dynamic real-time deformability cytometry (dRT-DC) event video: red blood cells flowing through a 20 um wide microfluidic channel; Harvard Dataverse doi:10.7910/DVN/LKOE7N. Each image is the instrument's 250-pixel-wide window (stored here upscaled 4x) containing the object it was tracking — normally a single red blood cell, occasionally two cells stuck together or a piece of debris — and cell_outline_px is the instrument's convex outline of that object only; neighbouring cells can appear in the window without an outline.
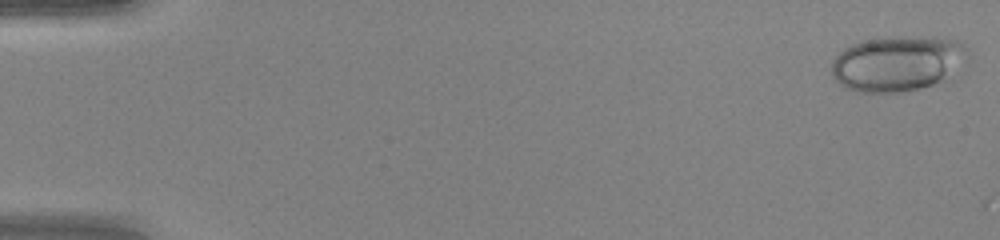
{"species": "human", "species_latin": "Homo sapiens", "temperature_condition": "warm", "stored_images_in_passage": 48, "camera_frame_rate_fps": 3000, "um_per_image_px": 0.085, "donor": {"sex": "female"}, "frame": {"image": 1, "passage_image": 1, "time_ms": 0.0, "image_size_px": [1000, 240], "cell_outline_px": [[968, 56], [932, 84], [920, 88], [900, 92], [856, 92], [844, 88], [832, 76], [832, 60], [844, 48], [852, 44], [864, 40], [888, 36], [932, 36], [956, 40], [964, 44], [968, 48]], "centroid_in_image_um": [76.19, 5.35], "position_along_channel_um": 8.8, "area_um2": 43.47}}
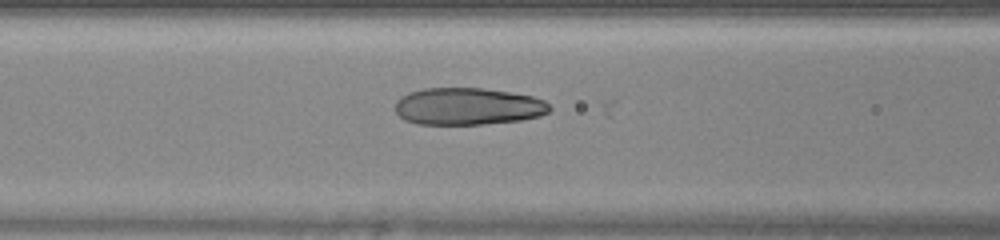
{"frame": {"image": 2, "passage_image": 21, "time_ms": 6.667, "image_size_px": [1000, 240], "cell_outline_px": [[552, 108], [548, 112], [540, 116], [520, 120], [484, 124], [416, 124], [404, 120], [396, 112], [396, 100], [400, 96], [408, 92], [424, 88], [484, 88], [532, 96], [544, 100]], "centroid_in_image_um": [39.74, 9.04], "position_along_channel_um": 126.9, "area_um2": 33.52}}
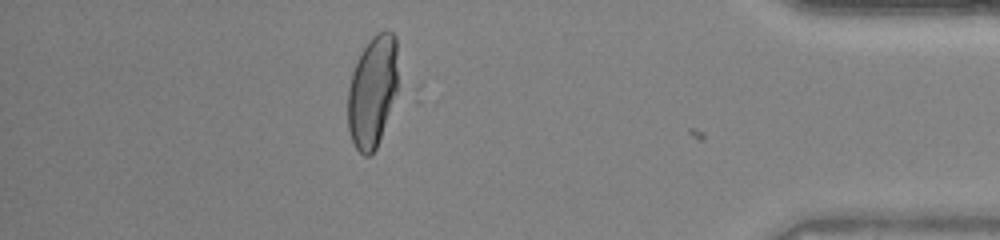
{"frame": {"image": 3, "passage_image": 43, "time_ms": 14.0, "image_size_px": [1000, 240], "cell_outline_px": [[420, 104], [368, 156], [364, 156], [356, 148], [352, 140], [348, 128], [348, 88], [352, 72], [364, 48], [372, 36], [376, 32], [392, 32], [396, 36], [420, 84]], "centroid_in_image_um": [32.34, 7.84], "position_along_channel_um": 402.9, "area_um2": 44.16}}